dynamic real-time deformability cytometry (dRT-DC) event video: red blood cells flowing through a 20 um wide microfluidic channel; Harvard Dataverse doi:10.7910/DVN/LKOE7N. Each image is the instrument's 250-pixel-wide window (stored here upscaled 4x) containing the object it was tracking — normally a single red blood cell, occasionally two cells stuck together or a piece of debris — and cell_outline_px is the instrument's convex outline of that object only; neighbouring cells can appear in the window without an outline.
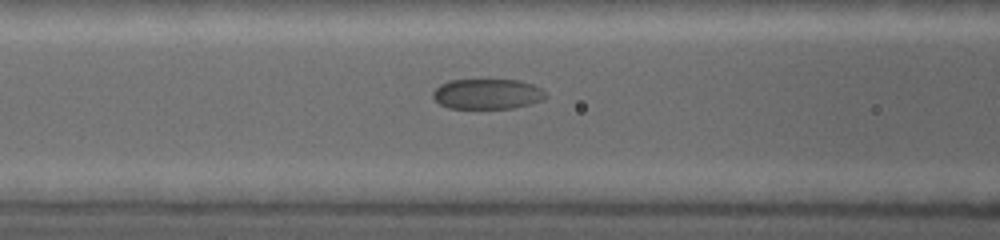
{"species": "common noctule bat (a hibernating species)", "species_latin": "Nyctalus noctula", "temperature_condition": "warm", "stored_images_in_passage": 22, "camera_frame_rate_fps": 5000, "um_per_image_px": 0.085, "animal": {"sex": "female", "body_mass_g": 19.0, "forearm_length_mm": 53.3}, "frame": {"image": 1, "passage_image": 10, "time_ms": 3.8, "image_size_px": [1000, 240], "cell_outline_px": [[548, 96], [544, 100], [512, 108], [448, 108], [440, 104], [432, 96], [432, 92], [440, 84], [448, 80], [520, 80], [532, 84], [540, 88]], "centroid_in_image_um": [41.41, 7.98], "position_along_channel_um": 125.2, "area_um2": 19.88}}
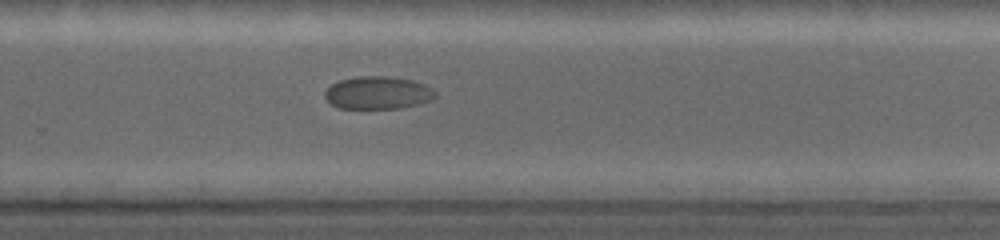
{"frame": {"image": 2, "passage_image": 16, "time_ms": 7.8, "image_size_px": [1000, 240], "cell_outline_px": [[436, 96], [432, 100], [400, 108], [336, 108], [324, 96], [324, 92], [332, 84], [340, 80], [360, 76], [388, 76], [412, 80], [424, 84], [432, 88], [436, 92]], "centroid_in_image_um": [32.12, 7.88], "position_along_channel_um": 297.7, "area_um2": 20.98}}
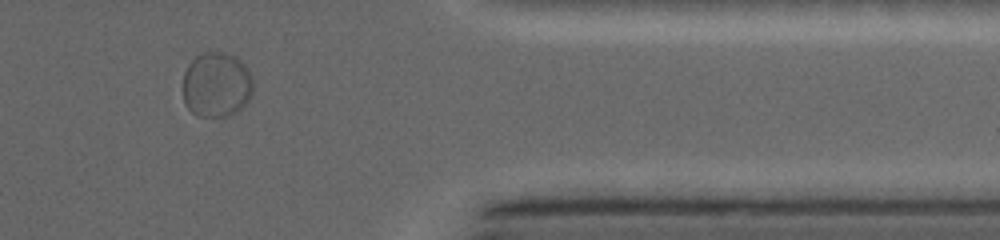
{"frame": {"image": 3, "passage_image": 20, "time_ms": 10.4, "image_size_px": [1000, 240], "cell_outline_px": [[252, 96], [236, 112], [228, 116], [196, 116], [184, 104], [184, 72], [188, 64], [196, 56], [204, 52], [224, 52], [236, 56], [244, 64], [252, 80]], "centroid_in_image_um": [18.39, 7.2], "position_along_channel_um": 393.0, "area_um2": 26.59}}